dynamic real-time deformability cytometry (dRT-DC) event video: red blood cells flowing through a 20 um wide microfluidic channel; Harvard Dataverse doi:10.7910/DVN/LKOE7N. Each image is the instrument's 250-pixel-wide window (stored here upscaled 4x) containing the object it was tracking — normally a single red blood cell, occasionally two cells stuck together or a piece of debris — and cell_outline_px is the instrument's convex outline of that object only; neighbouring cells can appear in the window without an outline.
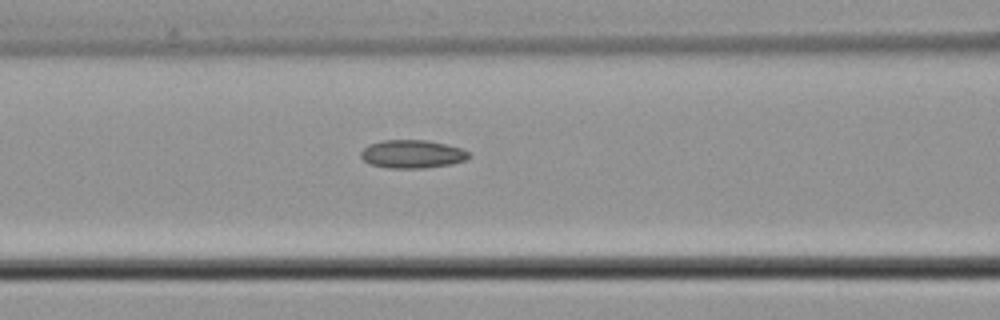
{"species": "common noctule bat (a hibernating species)", "species_latin": "Nyctalus noctula", "temperature_condition": "cold", "stored_images_in_passage": 8, "camera_frame_rate_fps": 3000, "um_per_image_px": 0.085, "animal": {"sex": "male", "body_mass_g": 21.5, "forearm_length_mm": 52.0}, "frame": {"image": 1, "passage_image": 7, "time_ms": 2.0, "image_size_px": [1000, 320], "cell_outline_px": [[472, 156], [464, 160], [452, 164], [424, 168], [388, 168], [368, 164], [360, 156], [360, 152], [368, 144], [380, 140], [424, 140], [444, 144], [460, 148], [468, 152]], "centroid_in_image_um": [34.99, 13.1], "position_along_channel_um": 131.6, "area_um2": 17.8}}